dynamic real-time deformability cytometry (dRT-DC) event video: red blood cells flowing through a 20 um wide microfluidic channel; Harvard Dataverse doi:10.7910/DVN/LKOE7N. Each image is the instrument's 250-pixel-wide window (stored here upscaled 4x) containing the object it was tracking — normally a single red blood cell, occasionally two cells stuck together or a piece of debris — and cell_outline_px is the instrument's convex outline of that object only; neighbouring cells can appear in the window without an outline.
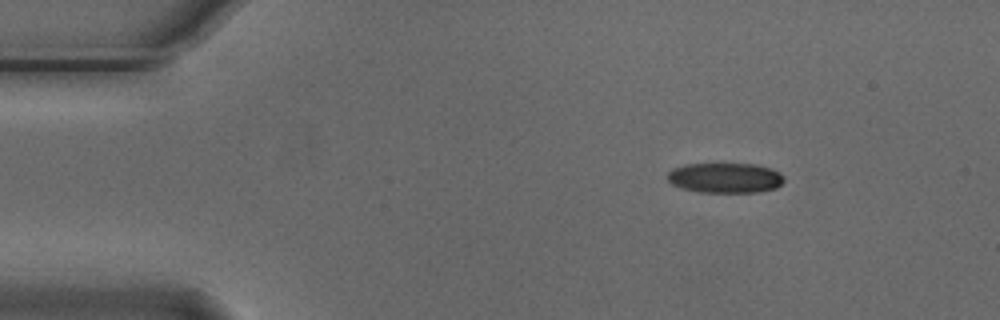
{"species": "Egyptian fruit bat (a non-hibernating species)", "species_latin": "Rousettus aegyptiacus", "temperature_condition": "cold", "stored_images_in_passage": 3, "camera_frame_rate_fps": 3000, "um_per_image_px": 0.085, "animal": {"sex": "male"}, "frame": {"image": 1, "passage_image": 1, "time_ms": 0.0, "image_size_px": [1000, 320], "cell_outline_px": [[784, 180], [776, 188], [760, 192], [696, 192], [680, 188], [672, 184], [668, 180], [668, 172], [672, 168], [684, 164], [756, 164], [772, 168], [780, 172], [784, 176]], "centroid_in_image_um": [61.64, 15.12], "position_along_channel_um": 23.4, "area_um2": 20.69}}
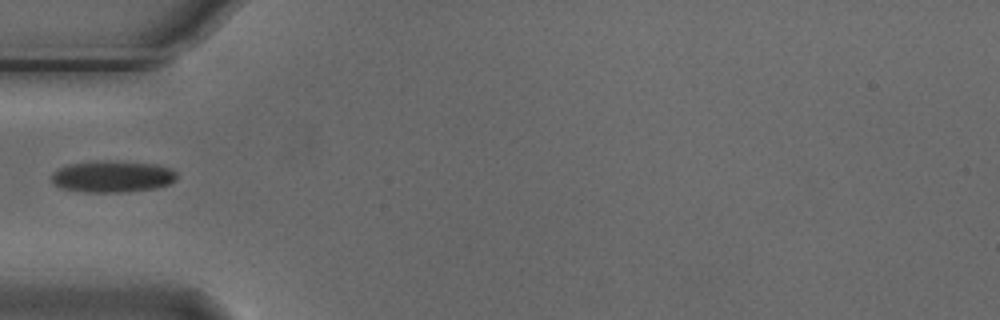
{"frame": {"image": 2, "passage_image": 3, "time_ms": 0.667, "image_size_px": [1000, 320], "cell_outline_px": [[176, 180], [168, 184], [156, 188], [124, 192], [84, 192], [60, 188], [52, 180], [52, 172], [68, 164], [92, 160], [116, 160], [156, 164], [172, 168], [176, 172]], "centroid_in_image_um": [9.56, 14.98], "position_along_channel_um": 75.4, "area_um2": 23.47}}